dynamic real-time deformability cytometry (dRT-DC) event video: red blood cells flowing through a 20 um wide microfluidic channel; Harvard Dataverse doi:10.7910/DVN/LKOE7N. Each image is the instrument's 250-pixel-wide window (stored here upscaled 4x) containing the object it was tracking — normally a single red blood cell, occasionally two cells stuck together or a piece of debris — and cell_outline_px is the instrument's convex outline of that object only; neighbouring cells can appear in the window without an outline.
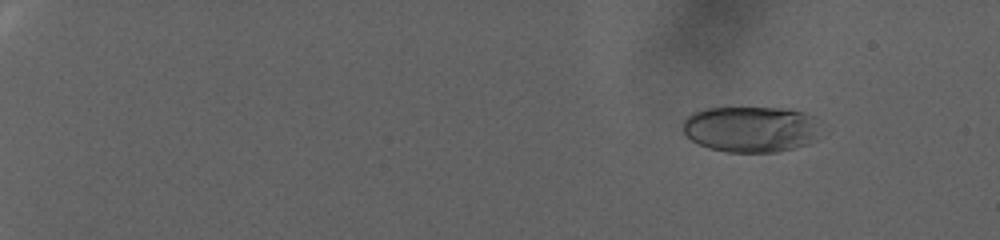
{"species": "human", "species_latin": "Homo sapiens", "temperature_condition": "warm", "stored_images_in_passage": 100, "camera_frame_rate_fps": 3000, "um_per_image_px": 0.085, "donor": {"sex": "female"}, "frame": {"image": 1, "passage_image": 14, "time_ms": 4.333, "image_size_px": [1000, 240], "cell_outline_px": [[820, 120], [816, 140], [808, 144], [776, 152], [724, 152], [708, 148], [684, 136], [680, 128], [680, 124], [692, 112], [704, 108], [784, 108], [808, 112], [816, 116]], "centroid_in_image_um": [63.82, 10.96], "position_along_channel_um": 21.2, "area_um2": 37.8}}
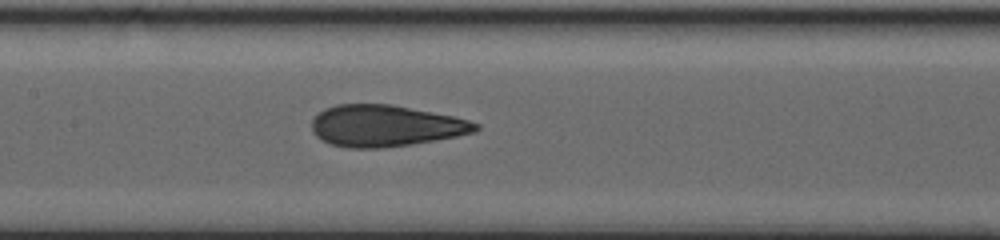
{"frame": {"image": 2, "passage_image": 58, "time_ms": 19.0, "image_size_px": [1000, 240], "cell_outline_px": [[480, 128], [476, 132], [436, 140], [412, 144], [384, 148], [348, 148], [332, 144], [320, 140], [312, 132], [312, 120], [324, 108], [336, 104], [392, 104], [452, 116], [468, 120], [480, 124]], "centroid_in_image_um": [32.75, 10.7], "position_along_channel_um": 174.6, "area_um2": 39.71}}
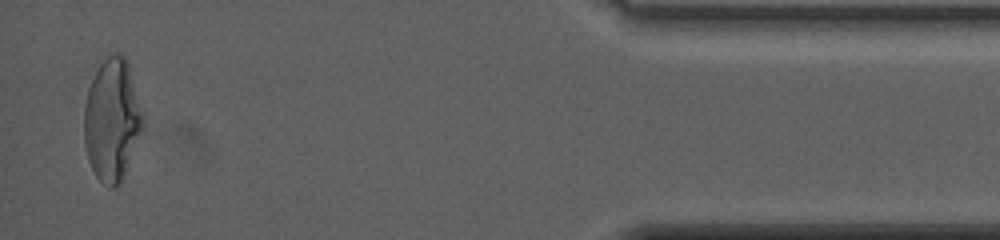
{"frame": {"image": 3, "passage_image": 98, "time_ms": 32.333, "image_size_px": [1000, 240], "cell_outline_px": [[144, 128], [124, 180], [116, 188], [108, 188], [96, 176], [88, 160], [84, 144], [84, 104], [88, 88], [100, 64], [108, 56], [116, 52], [120, 52], [128, 60], [144, 116]], "centroid_in_image_um": [9.56, 10.23], "position_along_channel_um": 425.6, "area_um2": 42.77}, "authors_computed_cell_mechanics": {"area_um2": 39.0728, "velocity_mm_per_s": 2.2835, "shape_relaxation_time_tau1_ms": null, "shape_relaxation_time_tau2_ms": 1.2501, "deformation_change_tau1": null, "deformation_change_tau2": 0.0772}}